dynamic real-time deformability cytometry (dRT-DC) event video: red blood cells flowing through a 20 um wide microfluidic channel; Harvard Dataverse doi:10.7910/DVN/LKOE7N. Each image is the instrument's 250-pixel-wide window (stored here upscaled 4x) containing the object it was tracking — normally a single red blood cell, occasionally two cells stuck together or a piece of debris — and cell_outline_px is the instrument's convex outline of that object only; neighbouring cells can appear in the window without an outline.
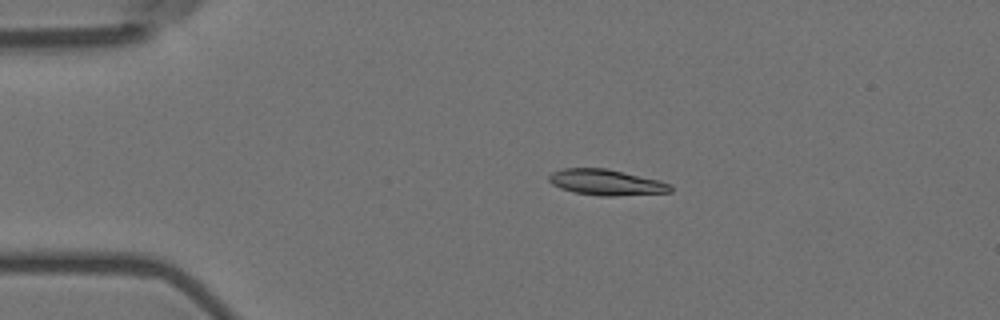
{"species": "Egyptian fruit bat (a non-hibernating species)", "species_latin": "Rousettus aegyptiacus", "temperature_condition": "room temperature", "stored_images_in_passage": 46, "camera_frame_rate_fps": 3000, "um_per_image_px": 0.085, "animal": {"sex": "female"}, "frame": {"image": 1, "passage_image": 1, "time_ms": 0.0, "image_size_px": [1000, 320], "cell_outline_px": [[672, 192], [616, 196], [600, 196], [572, 192], [560, 188], [552, 184], [548, 180], [548, 176], [552, 172], [560, 168], [608, 168], [660, 180], [672, 184]], "centroid_in_image_um": [51.53, 15.49], "position_along_channel_um": 33.5, "area_um2": 18.61}}
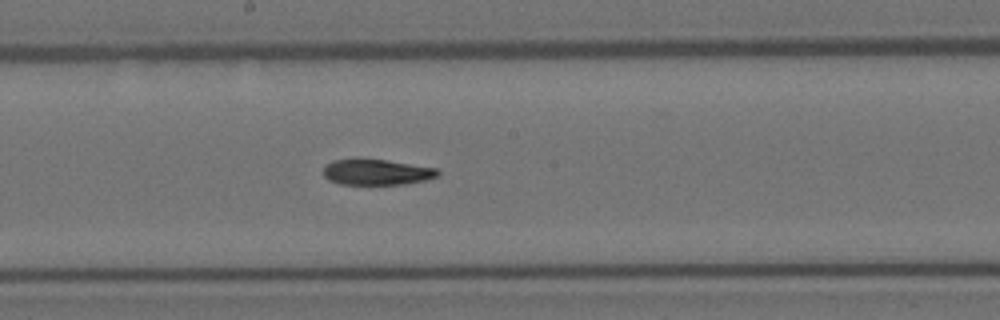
{"frame": {"image": 2, "passage_image": 20, "time_ms": 6.333, "image_size_px": [1000, 320], "cell_outline_px": [[440, 176], [424, 180], [404, 184], [340, 184], [328, 180], [324, 176], [324, 168], [332, 160], [388, 160], [436, 168], [440, 172]], "centroid_in_image_um": [32.05, 14.64], "position_along_channel_um": 216.1, "area_um2": 16.88}}
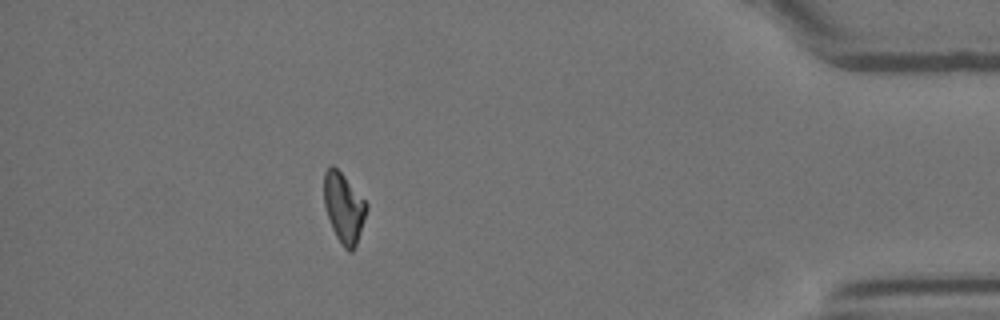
{"frame": {"image": 3, "passage_image": 40, "time_ms": 13.0, "image_size_px": [1000, 320], "cell_outline_px": [[368, 208], [356, 244], [352, 252], [348, 252], [344, 248], [336, 236], [332, 228], [324, 204], [324, 172], [332, 164], [344, 176], [368, 204]], "centroid_in_image_um": [29.22, 17.67], "position_along_channel_um": 406.0, "area_um2": 17.05}, "authors_computed_cell_mechanics": {"area_um2": 18.207, "velocity_mm_per_s": 3.5741, "shape_relaxation_time_tau1_ms": 8.8369, "shape_relaxation_time_tau2_ms": 7.9216, "deformation_change_tau1": 0.2072, "deformation_change_tau2": 0.1486}}